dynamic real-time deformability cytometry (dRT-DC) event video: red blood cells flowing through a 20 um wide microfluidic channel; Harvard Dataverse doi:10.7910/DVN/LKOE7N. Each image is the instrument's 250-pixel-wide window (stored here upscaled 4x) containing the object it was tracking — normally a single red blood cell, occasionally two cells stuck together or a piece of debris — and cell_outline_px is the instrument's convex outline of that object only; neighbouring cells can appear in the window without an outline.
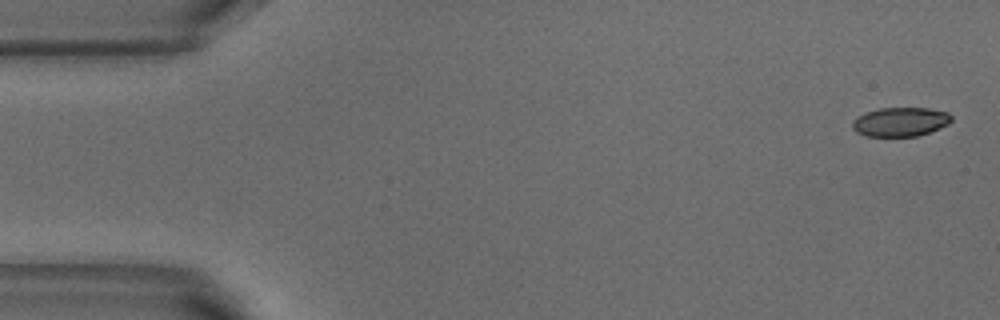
{"species": "common noctule bat (a hibernating species)", "species_latin": "Nyctalus noctula", "temperature_condition": "warm", "stored_images_in_passage": 4, "camera_frame_rate_fps": 3000, "um_per_image_px": 0.085, "animal": {"sex": "male", "body_mass_g": 18.8}, "frame": {"image": 1, "passage_image": 1, "time_ms": 0.0, "image_size_px": [1000, 320], "cell_outline_px": [[952, 120], [948, 124], [940, 128], [916, 136], [864, 136], [856, 132], [852, 128], [852, 120], [868, 112], [880, 108], [928, 108], [948, 112], [952, 116]], "centroid_in_image_um": [76.54, 10.36], "position_along_channel_um": 8.5, "area_um2": 16.7}}
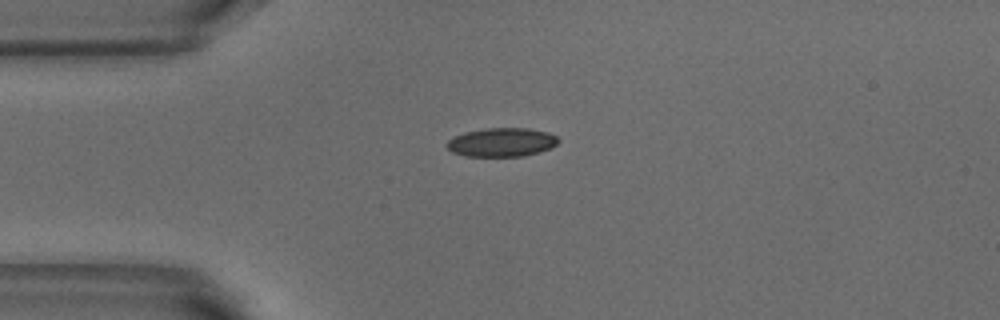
{"frame": {"image": 2, "passage_image": 4, "time_ms": 1.0, "image_size_px": [1000, 320], "cell_outline_px": [[560, 140], [552, 148], [540, 152], [524, 156], [464, 156], [452, 152], [444, 144], [452, 136], [464, 132], [484, 128], [528, 128], [548, 132], [556, 136]], "centroid_in_image_um": [42.62, 12.09], "position_along_channel_um": 42.4, "area_um2": 18.96}}